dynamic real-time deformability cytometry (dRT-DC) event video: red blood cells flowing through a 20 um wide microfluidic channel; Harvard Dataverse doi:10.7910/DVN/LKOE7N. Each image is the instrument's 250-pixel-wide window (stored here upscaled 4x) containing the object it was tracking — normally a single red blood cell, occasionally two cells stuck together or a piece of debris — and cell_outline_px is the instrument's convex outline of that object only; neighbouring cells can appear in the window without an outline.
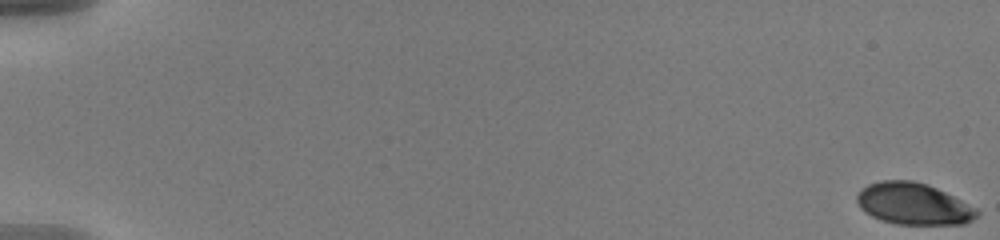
{"species": "human", "species_latin": "Homo sapiens", "temperature_condition": "warm", "stored_images_in_passage": 58, "camera_frame_rate_fps": 3000, "um_per_image_px": 0.085, "donor": {"sex": "male"}, "frame": {"image": 1, "passage_image": 1, "time_ms": 0.0, "image_size_px": [1000, 240], "cell_outline_px": [[980, 212], [972, 220], [964, 224], [896, 224], [880, 220], [864, 212], [860, 208], [856, 200], [856, 196], [860, 188], [868, 184], [880, 180], [912, 180], [928, 184], [976, 208]], "centroid_in_image_um": [77.59, 17.32], "position_along_channel_um": 7.4, "area_um2": 29.19}}
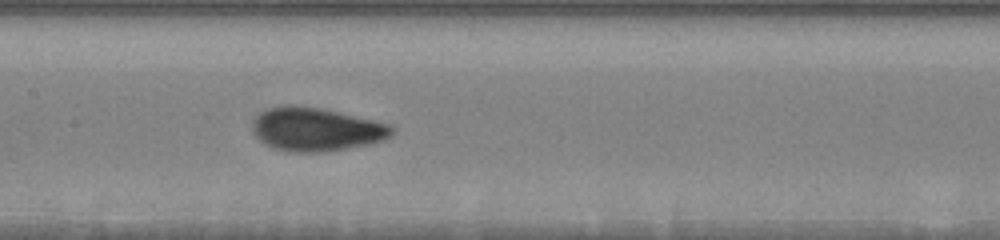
{"frame": {"image": 2, "passage_image": 31, "time_ms": 10.0, "image_size_px": [1000, 240], "cell_outline_px": [[392, 132], [384, 140], [324, 152], [292, 152], [272, 148], [264, 144], [252, 132], [252, 120], [260, 112], [268, 108], [284, 104], [292, 104], [320, 108], [392, 124]], "centroid_in_image_um": [26.79, 10.98], "position_along_channel_um": 180.6, "area_um2": 35.26}}
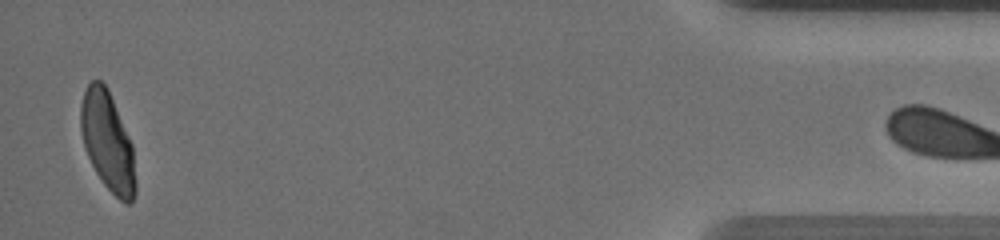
{"frame": {"image": 3, "passage_image": 57, "time_ms": 18.667, "image_size_px": [1000, 240], "cell_outline_px": [[136, 192], [132, 200], [128, 204], [124, 204], [104, 184], [96, 172], [84, 148], [80, 128], [80, 104], [84, 92], [88, 84], [92, 80], [100, 80], [108, 88], [132, 144], [136, 184]], "centroid_in_image_um": [9.14, 12.02], "position_along_channel_um": 426.1, "area_um2": 31.5}}